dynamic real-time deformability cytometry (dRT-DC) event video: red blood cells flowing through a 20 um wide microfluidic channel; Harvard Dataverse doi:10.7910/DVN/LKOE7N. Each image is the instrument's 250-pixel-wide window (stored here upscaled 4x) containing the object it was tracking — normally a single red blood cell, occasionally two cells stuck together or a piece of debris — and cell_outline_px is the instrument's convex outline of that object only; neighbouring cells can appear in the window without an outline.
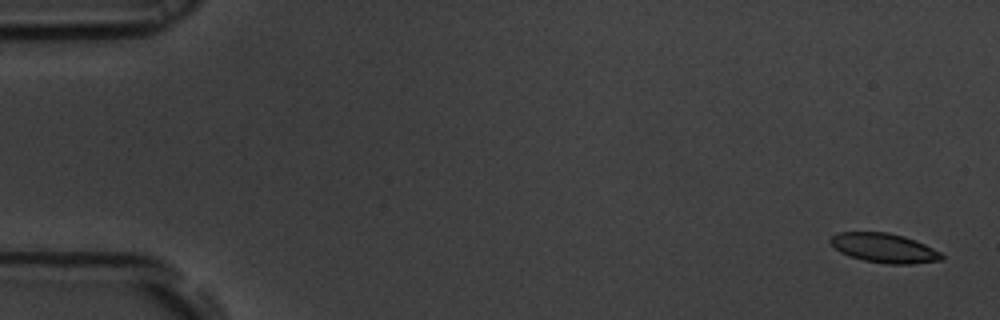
{"species": "common noctule bat (a hibernating species)", "species_latin": "Nyctalus noctula", "temperature_condition": "room temperature", "stored_images_in_passage": 17, "camera_frame_rate_fps": 3000, "um_per_image_px": 0.085, "animal": {"sex": "male", "body_mass_g": 19.5, "forearm_length_mm": 54.6}, "frame": {"image": 1, "passage_image": 1, "time_ms": 0.0, "image_size_px": [1000, 320], "cell_outline_px": [[944, 260], [912, 264], [888, 264], [864, 260], [840, 252], [828, 240], [836, 232], [888, 232], [904, 236], [924, 244], [940, 252], [944, 256]], "centroid_in_image_um": [75.17, 21.08], "position_along_channel_um": 9.8, "area_um2": 18.96}}
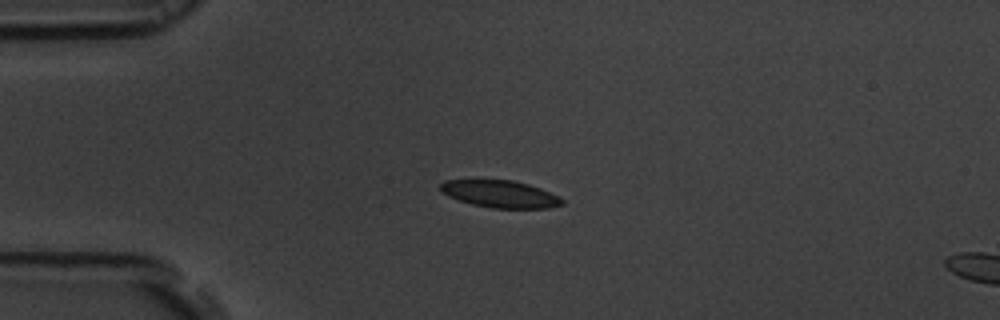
{"frame": {"image": 2, "passage_image": 13, "time_ms": 4.0, "image_size_px": [1000, 320], "cell_outline_px": [[564, 204], [548, 208], [492, 208], [472, 204], [448, 196], [440, 192], [440, 184], [444, 180], [480, 176], [512, 180], [528, 184], [540, 188], [564, 200]], "centroid_in_image_um": [42.4, 16.42], "position_along_channel_um": 42.6, "area_um2": 20.11}}